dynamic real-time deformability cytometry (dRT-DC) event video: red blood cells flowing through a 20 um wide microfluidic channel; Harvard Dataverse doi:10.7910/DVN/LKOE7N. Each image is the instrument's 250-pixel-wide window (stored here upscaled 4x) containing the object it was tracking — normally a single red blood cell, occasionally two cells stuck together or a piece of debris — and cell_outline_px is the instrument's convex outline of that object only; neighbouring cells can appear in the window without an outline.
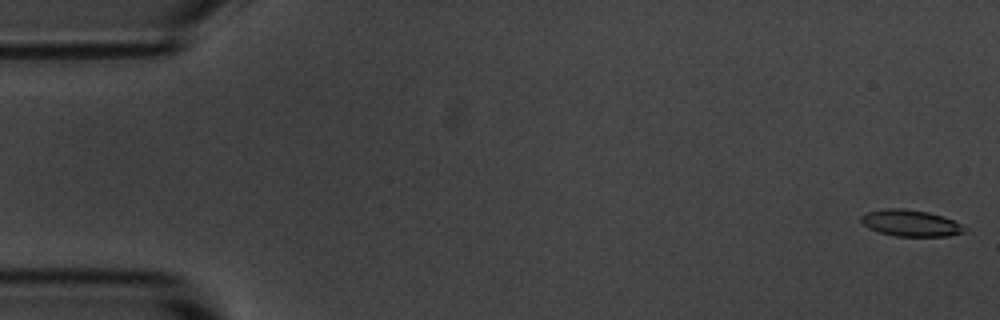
{"species": "common noctule bat (a hibernating species)", "species_latin": "Nyctalus noctula", "temperature_condition": "room temperature", "stored_images_in_passage": 56, "camera_frame_rate_fps": 3000, "um_per_image_px": 0.085, "animal": {"sex": "male", "body_mass_g": 20.1, "forearm_length_mm": 53.5}, "frame": {"image": 1, "passage_image": 1, "time_ms": 0.0, "image_size_px": [1000, 320], "cell_outline_px": [[968, 228], [964, 232], [948, 236], [896, 236], [880, 232], [868, 228], [860, 220], [860, 216], [868, 212], [884, 208], [904, 208], [928, 212], [944, 216]], "centroid_in_image_um": [77.4, 18.95], "position_along_channel_um": 7.6, "area_um2": 15.95}}
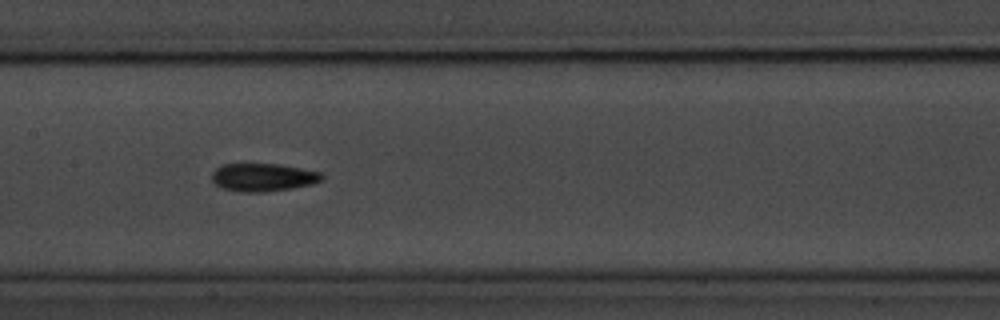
{"frame": {"image": 2, "passage_image": 27, "time_ms": 8.667, "image_size_px": [1000, 320], "cell_outline_px": [[324, 180], [312, 184], [292, 188], [264, 192], [240, 192], [220, 188], [212, 180], [212, 172], [220, 164], [280, 164], [324, 172]], "centroid_in_image_um": [22.39, 15.07], "position_along_channel_um": 185.0, "area_um2": 18.26}}
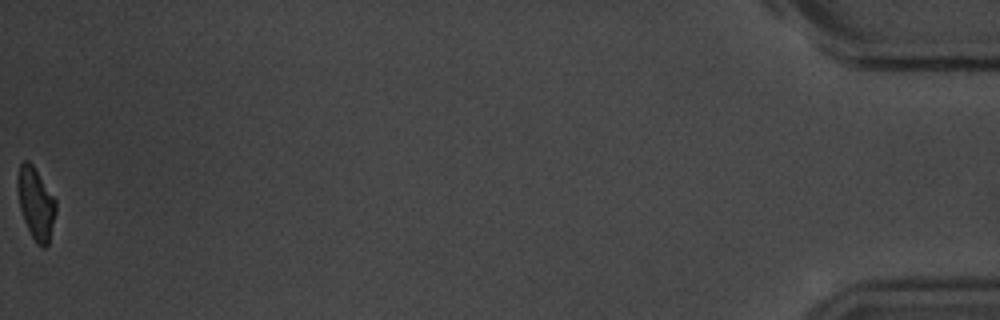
{"frame": {"image": 3, "passage_image": 56, "time_ms": 18.333, "image_size_px": [1000, 320], "cell_outline_px": [[56, 212], [48, 244], [44, 248], [40, 248], [36, 244], [24, 220], [20, 208], [16, 188], [16, 184], [20, 164], [24, 160], [28, 160], [32, 164], [56, 200]], "centroid_in_image_um": [3.04, 17.3], "position_along_channel_um": 432.2, "area_um2": 16.01}, "authors_computed_cell_mechanics": {"area_um2": 16.9354, "velocity_mm_per_s": 3.6022, "shape_relaxation_time_tau1_ms": 3.5708, "shape_relaxation_time_tau2_ms": 6.4552, "deformation_change_tau1": 0.1594, "deformation_change_tau2": 0.1384}}